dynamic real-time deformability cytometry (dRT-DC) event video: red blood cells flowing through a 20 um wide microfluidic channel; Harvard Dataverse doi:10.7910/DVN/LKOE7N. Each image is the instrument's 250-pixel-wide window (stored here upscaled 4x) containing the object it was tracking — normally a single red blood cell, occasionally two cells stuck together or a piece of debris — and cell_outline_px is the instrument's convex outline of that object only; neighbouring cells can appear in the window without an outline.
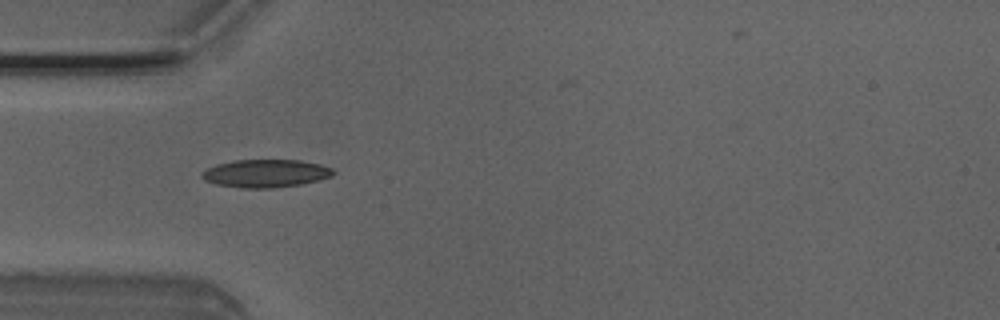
{"species": "Egyptian fruit bat (a non-hibernating species)", "species_latin": "Rousettus aegyptiacus", "temperature_condition": "room temperature", "stored_images_in_passage": 3, "camera_frame_rate_fps": 3000, "um_per_image_px": 0.085, "animal": {"sex": "male"}, "frame": {"image": 1, "passage_image": 1, "time_ms": 0.0, "image_size_px": [1000, 320], "cell_outline_px": [[336, 172], [332, 176], [320, 180], [300, 184], [272, 188], [244, 188], [216, 184], [204, 180], [200, 176], [208, 168], [216, 164], [232, 160], [300, 160], [320, 164], [332, 168]], "centroid_in_image_um": [22.6, 14.73], "position_along_channel_um": 62.4, "area_um2": 21.39}}